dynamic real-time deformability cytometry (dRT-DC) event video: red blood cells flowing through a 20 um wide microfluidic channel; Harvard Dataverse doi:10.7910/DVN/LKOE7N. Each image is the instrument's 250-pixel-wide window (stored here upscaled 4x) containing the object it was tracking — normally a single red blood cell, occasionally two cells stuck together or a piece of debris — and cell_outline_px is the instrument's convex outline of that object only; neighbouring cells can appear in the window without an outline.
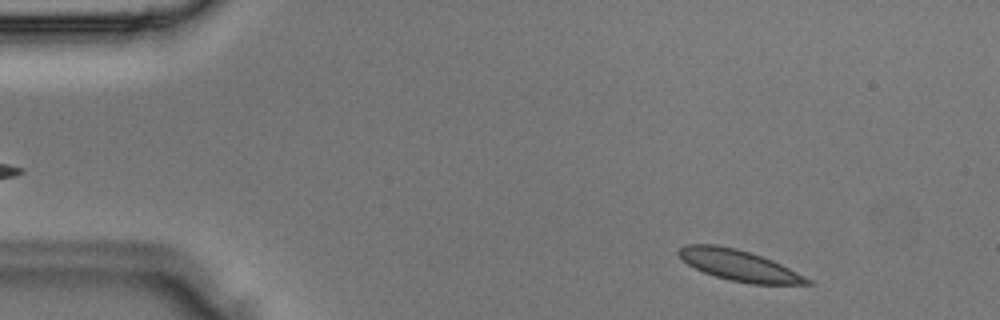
{"species": "Egyptian fruit bat (a non-hibernating species)", "species_latin": "Rousettus aegyptiacus", "temperature_condition": "room temperature", "stored_images_in_passage": 3, "segment_of_instrument_passage": [2, 2], "camera_frame_rate_fps": 3000, "um_per_image_px": 0.085, "animal": {"sex": "male"}, "frame": {"image": 1, "passage_image": 3, "time_ms": 0.667, "image_size_px": [1000, 320], "cell_outline_px": [[816, 284], [752, 284], [732, 280], [716, 276], [704, 272], [688, 264], [676, 252], [684, 244], [716, 244], [736, 248], [772, 260], [812, 280]], "centroid_in_image_um": [62.81, 22.55], "position_along_channel_um": 22.2, "area_um2": 22.77}}